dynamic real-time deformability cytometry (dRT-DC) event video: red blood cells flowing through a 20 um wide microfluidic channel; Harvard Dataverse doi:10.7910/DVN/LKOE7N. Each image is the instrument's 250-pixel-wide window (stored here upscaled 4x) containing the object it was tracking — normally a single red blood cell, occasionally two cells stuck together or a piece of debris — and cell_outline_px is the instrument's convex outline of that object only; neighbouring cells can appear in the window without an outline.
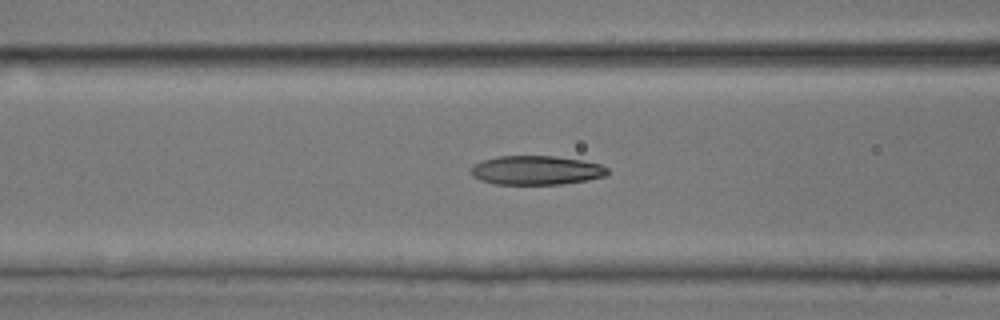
{"species": "common noctule bat (a hibernating species)", "species_latin": "Nyctalus noctula", "temperature_condition": "room temperature", "stored_images_in_passage": 38, "camera_frame_rate_fps": 3000, "um_per_image_px": 0.085, "animal": {"sex": "male", "body_mass_g": 17.9, "forearm_length_mm": 54.2}, "frame": {"image": 1, "passage_image": 20, "time_ms": 6.333, "image_size_px": [1000, 320], "cell_outline_px": [[608, 172], [604, 176], [588, 180], [560, 184], [496, 184], [480, 180], [472, 176], [472, 168], [476, 164], [484, 160], [496, 156], [556, 156], [580, 160], [600, 164], [608, 168]], "centroid_in_image_um": [45.59, 14.47], "position_along_channel_um": 121.0, "area_um2": 22.95}}
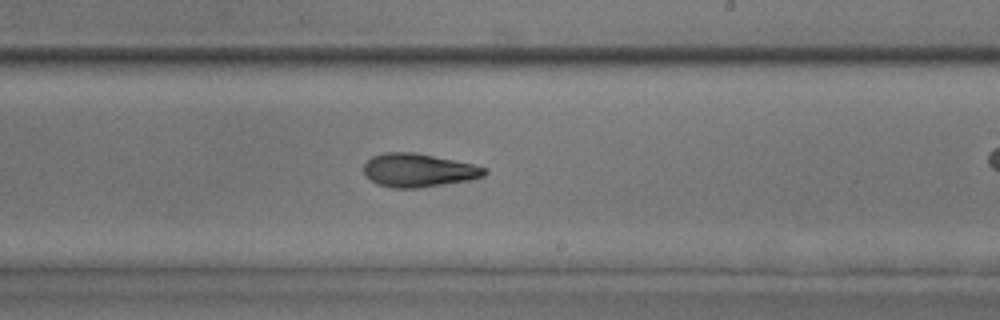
{"frame": {"image": 2, "passage_image": 29, "time_ms": 9.333, "image_size_px": [1000, 320], "cell_outline_px": [[488, 172], [484, 176], [472, 180], [416, 188], [392, 188], [376, 184], [364, 172], [364, 164], [372, 156], [384, 152], [412, 152], [472, 164], [488, 168]], "centroid_in_image_um": [35.58, 14.48], "position_along_channel_um": 253.4, "area_um2": 23.41}}
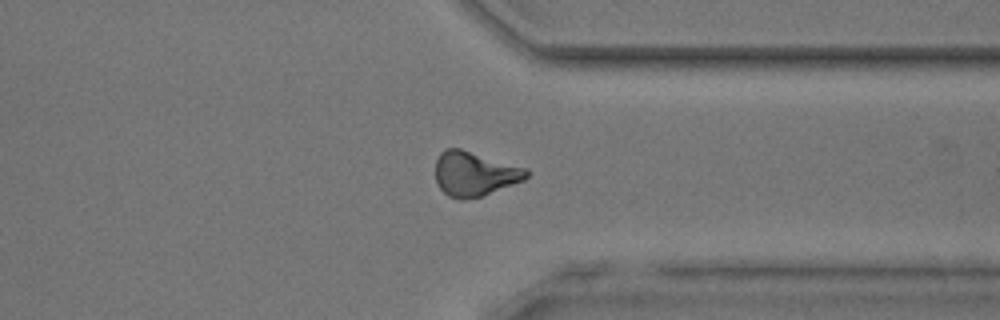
{"frame": {"image": 3, "passage_image": 37, "time_ms": 12.0, "image_size_px": [1000, 320], "cell_outline_px": [[528, 176], [524, 180], [480, 196], [464, 200], [460, 200], [448, 196], [436, 184], [436, 160], [440, 152], [444, 148], [460, 148], [528, 168]], "centroid_in_image_um": [40.31, 14.76], "position_along_channel_um": 371.1, "area_um2": 23.64}}